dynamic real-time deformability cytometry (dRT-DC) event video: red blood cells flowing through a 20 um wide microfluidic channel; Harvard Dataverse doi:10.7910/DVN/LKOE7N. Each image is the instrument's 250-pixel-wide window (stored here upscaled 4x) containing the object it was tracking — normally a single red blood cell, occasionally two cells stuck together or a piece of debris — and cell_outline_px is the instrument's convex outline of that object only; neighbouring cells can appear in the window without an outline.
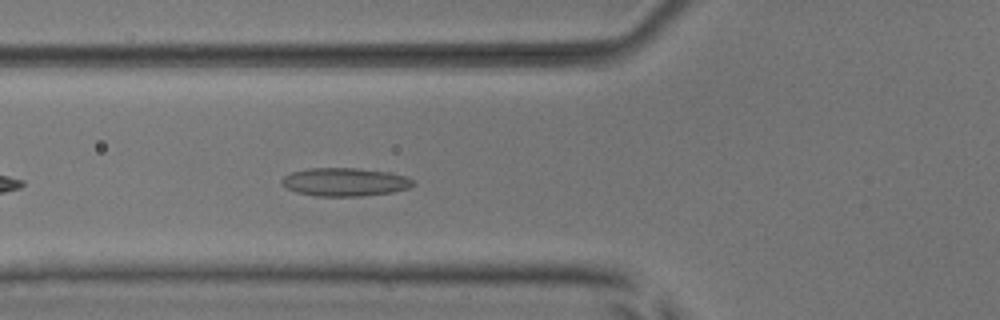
{"species": "common noctule bat (a hibernating species)", "species_latin": "Nyctalus noctula", "temperature_condition": "room temperature", "stored_images_in_passage": 39, "camera_frame_rate_fps": 3000, "um_per_image_px": 0.085, "animal": {"sex": "male", "body_mass_g": 17.9, "forearm_length_mm": 54.2}, "frame": {"image": 1, "passage_image": 6, "time_ms": 1.667, "image_size_px": [1000, 320], "cell_outline_px": [[416, 184], [408, 188], [392, 192], [360, 196], [316, 196], [296, 192], [280, 184], [280, 180], [284, 176], [292, 172], [308, 168], [356, 168], [392, 172], [416, 180]], "centroid_in_image_um": [29.33, 15.46], "position_along_channel_um": 96.5, "area_um2": 21.79}}
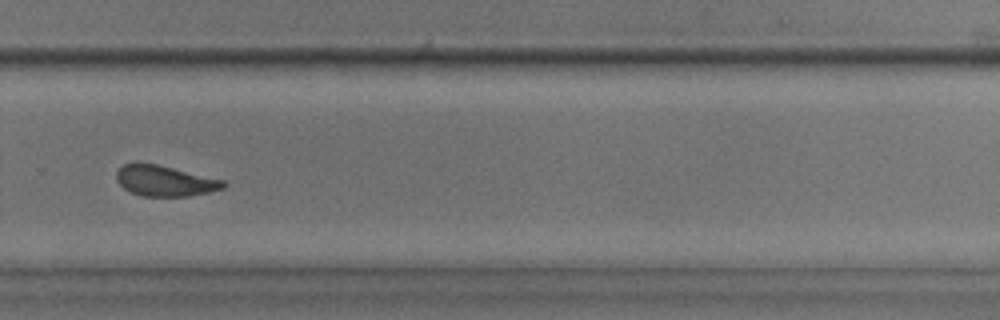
{"frame": {"image": 2, "passage_image": 23, "time_ms": 7.333, "image_size_px": [1000, 320], "cell_outline_px": [[228, 184], [224, 188], [208, 192], [188, 196], [144, 196], [132, 192], [124, 188], [116, 180], [116, 172], [124, 164], [136, 160], [156, 164], [224, 180]], "centroid_in_image_um": [13.98, 15.35], "position_along_channel_um": 315.8, "area_um2": 19.19}}
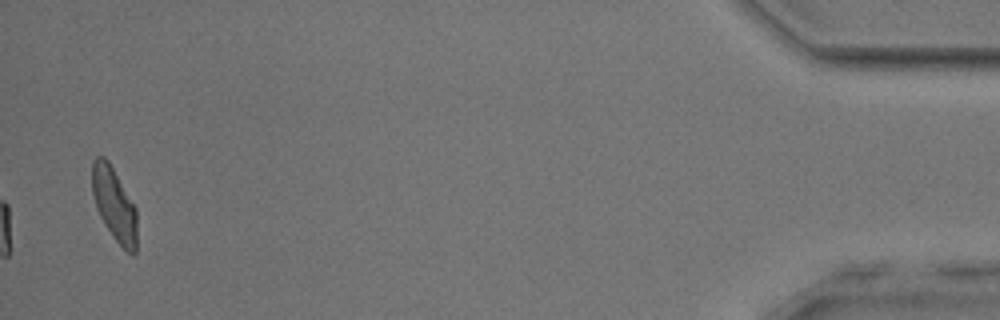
{"frame": {"image": 3, "passage_image": 38, "time_ms": 12.333, "image_size_px": [1000, 320], "cell_outline_px": [[136, 252], [132, 256], [112, 236], [104, 224], [96, 208], [92, 192], [92, 160], [96, 156], [104, 156], [108, 160], [136, 208]], "centroid_in_image_um": [9.69, 17.36], "position_along_channel_um": 425.5, "area_um2": 19.07}, "authors_computed_cell_mechanics": {"area_um2": 19.652, "velocity_mm_per_s": 3.8802, "shape_relaxation_time_tau1_ms": 7.6644, "shape_relaxation_time_tau2_ms": 1.7116, "deformation_change_tau1": 0.1586, "deformation_change_tau2": 0.0928}}